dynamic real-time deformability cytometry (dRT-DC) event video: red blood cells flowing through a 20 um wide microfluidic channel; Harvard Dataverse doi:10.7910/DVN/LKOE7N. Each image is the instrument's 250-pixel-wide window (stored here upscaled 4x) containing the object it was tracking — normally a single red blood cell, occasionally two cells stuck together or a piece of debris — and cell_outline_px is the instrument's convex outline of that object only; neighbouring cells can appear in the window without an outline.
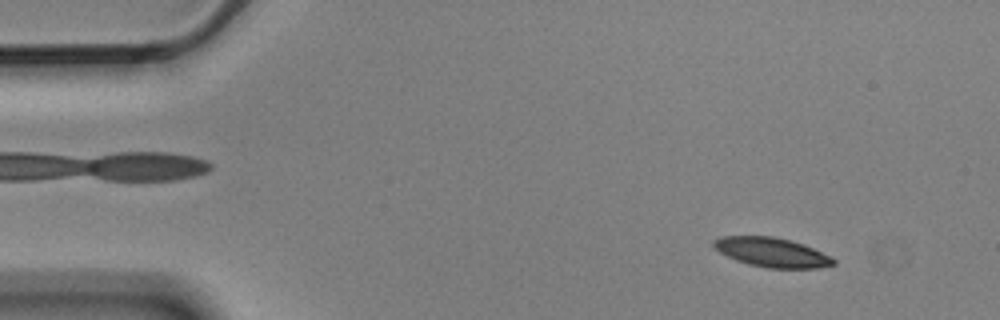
{"species": "Egyptian fruit bat (a non-hibernating species)", "species_latin": "Rousettus aegyptiacus", "temperature_condition": "cold", "stored_images_in_passage": 4, "camera_frame_rate_fps": 3000, "um_per_image_px": 0.085, "animal": {"sex": "male"}, "frame": {"image": 1, "passage_image": 1, "time_ms": 0.0, "image_size_px": [1000, 320], "cell_outline_px": [[836, 264], [820, 268], [768, 268], [748, 264], [736, 260], [720, 252], [712, 244], [712, 240], [724, 236], [772, 236], [792, 240], [804, 244], [832, 256], [836, 260]], "centroid_in_image_um": [65.66, 21.45], "position_along_channel_um": 19.3, "area_um2": 20.63}}
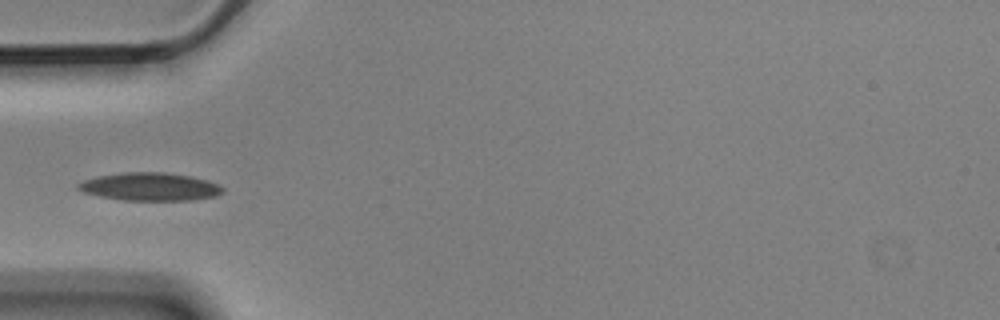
{"frame": {"image": 2, "passage_image": 4, "time_ms": 1.0, "image_size_px": [1000, 320], "cell_outline_px": [[224, 192], [216, 196], [192, 200], [120, 200], [100, 196], [84, 192], [76, 188], [76, 184], [84, 180], [96, 176], [124, 172], [164, 172], [188, 176], [204, 180], [216, 184], [224, 188]], "centroid_in_image_um": [12.71, 15.87], "position_along_channel_um": 72.3, "area_um2": 23.47}}